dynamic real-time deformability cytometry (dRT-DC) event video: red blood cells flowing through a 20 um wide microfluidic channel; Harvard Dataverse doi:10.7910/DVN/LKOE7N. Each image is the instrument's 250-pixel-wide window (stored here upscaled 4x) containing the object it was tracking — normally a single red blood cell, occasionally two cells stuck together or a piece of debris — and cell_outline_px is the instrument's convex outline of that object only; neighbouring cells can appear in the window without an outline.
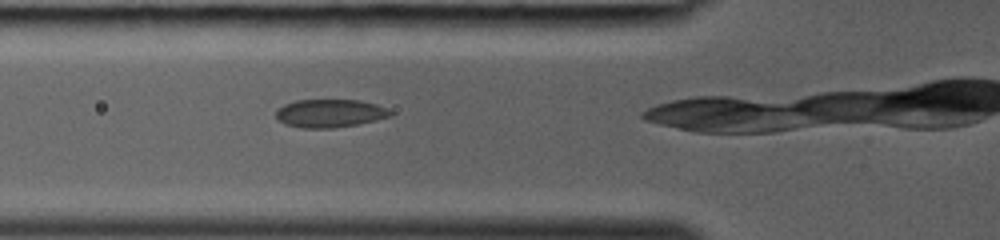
{"species": "common noctule bat (a hibernating species)", "species_latin": "Nyctalus noctula", "temperature_condition": "room temperature", "stored_images_in_passage": 11, "camera_frame_rate_fps": 3000, "um_per_image_px": 0.085, "animal": {"sex": "female", "body_mass_g": 19.0, "forearm_length_mm": 53.3}, "frame": {"image": 1, "passage_image": 10, "time_ms": 3.0, "image_size_px": [1000, 240], "cell_outline_px": [[392, 116], [376, 120], [356, 124], [332, 128], [300, 128], [284, 124], [276, 120], [276, 108], [284, 104], [296, 100], [360, 100], [376, 104], [388, 108], [392, 112]], "centroid_in_image_um": [28.0, 9.63], "position_along_channel_um": 97.8, "area_um2": 18.96}}